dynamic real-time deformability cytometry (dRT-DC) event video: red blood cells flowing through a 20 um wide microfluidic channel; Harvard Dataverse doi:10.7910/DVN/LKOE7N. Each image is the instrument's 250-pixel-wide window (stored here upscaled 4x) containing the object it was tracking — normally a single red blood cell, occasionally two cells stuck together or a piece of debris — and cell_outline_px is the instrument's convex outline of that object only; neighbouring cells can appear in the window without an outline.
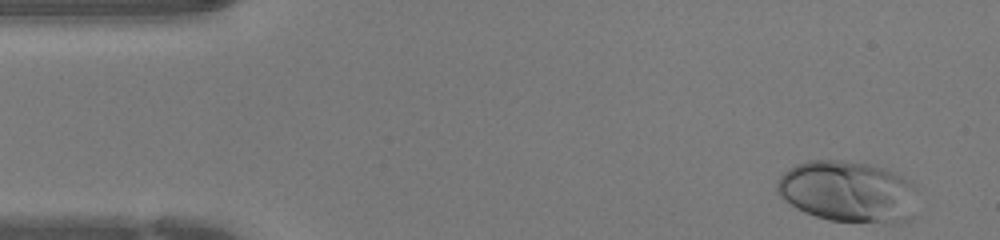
{"species": "human", "species_latin": "Homo sapiens", "temperature_condition": "warm", "stored_images_in_passage": 42, "camera_frame_rate_fps": 3000, "um_per_image_px": 0.085, "donor": {"sex": "female"}, "frame": {"image": 1, "passage_image": 1, "time_ms": 0.0, "image_size_px": [1000, 240], "cell_outline_px": [[916, 184], [908, 220], [828, 220], [804, 212], [796, 208], [784, 200], [776, 192], [776, 184], [780, 176], [788, 168], [796, 164], [808, 160], [840, 160], [868, 164], [884, 168], [912, 180]], "centroid_in_image_um": [71.97, 16.22], "position_along_channel_um": 13.0, "area_um2": 49.25}}
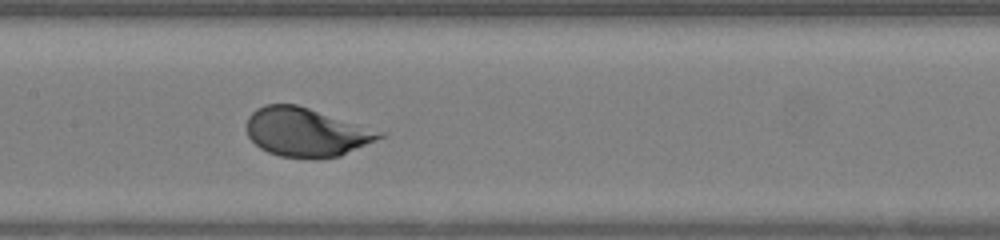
{"frame": {"image": 2, "passage_image": 19, "time_ms": 6.0, "image_size_px": [1000, 240], "cell_outline_px": [[388, 132], [384, 136], [376, 140], [340, 156], [316, 160], [312, 160], [280, 156], [268, 152], [260, 148], [248, 136], [248, 116], [256, 108], [264, 104], [296, 104]], "centroid_in_image_um": [26.07, 11.25], "position_along_channel_um": 181.3, "area_um2": 38.15}}
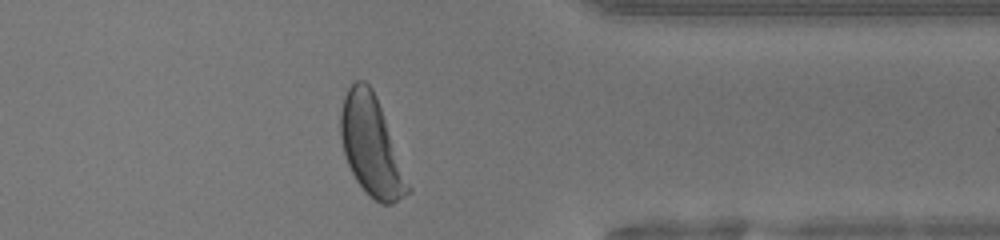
{"frame": {"image": 3, "passage_image": 33, "time_ms": 10.667, "image_size_px": [1000, 240], "cell_outline_px": [[412, 192], [392, 204], [380, 204], [356, 180], [348, 164], [344, 152], [340, 136], [340, 112], [344, 96], [348, 88], [356, 80], [364, 80], [372, 88], [376, 96], [412, 188]], "centroid_in_image_um": [31.57, 12.41], "position_along_channel_um": 379.8, "area_um2": 38.67}}